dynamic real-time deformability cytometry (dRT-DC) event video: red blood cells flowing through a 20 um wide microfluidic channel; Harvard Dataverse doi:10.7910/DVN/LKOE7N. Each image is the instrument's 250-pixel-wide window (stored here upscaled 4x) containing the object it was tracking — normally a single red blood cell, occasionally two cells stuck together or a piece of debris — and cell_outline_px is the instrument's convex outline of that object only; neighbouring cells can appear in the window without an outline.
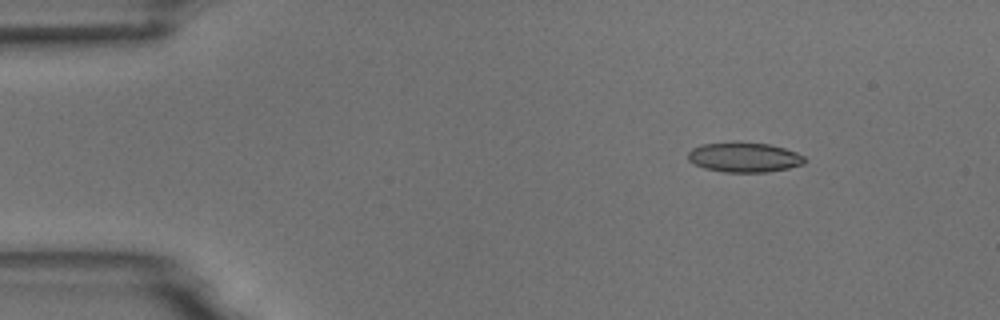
{"species": "common noctule bat (a hibernating species)", "species_latin": "Nyctalus noctula", "temperature_condition": "room temperature", "stored_images_in_passage": 5, "camera_frame_rate_fps": 3000, "um_per_image_px": 0.085, "animal": {"sex": "male", "body_mass_g": 18.8}, "frame": {"image": 1, "passage_image": 2, "time_ms": 1.333, "image_size_px": [1000, 320], "cell_outline_px": [[808, 160], [804, 164], [788, 168], [768, 172], [724, 172], [704, 168], [688, 160], [688, 152], [692, 148], [700, 144], [732, 140], [768, 144], [784, 148], [796, 152], [804, 156]], "centroid_in_image_um": [63.25, 13.34], "position_along_channel_um": 21.8, "area_um2": 20.75}}
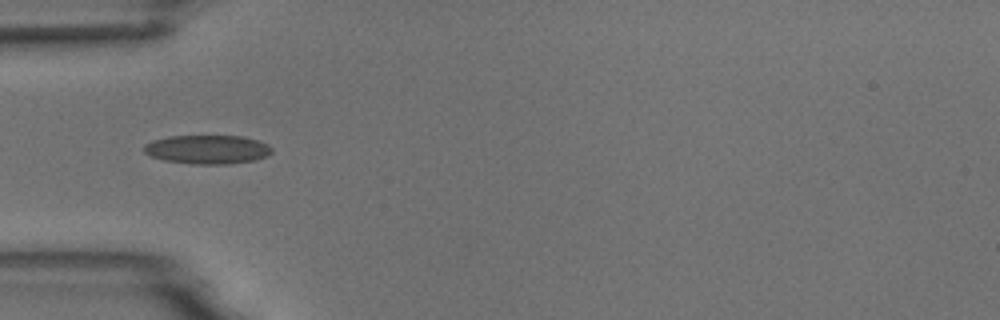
{"frame": {"image": 2, "passage_image": 5, "time_ms": 4.667, "image_size_px": [1000, 320], "cell_outline_px": [[272, 152], [268, 156], [256, 160], [228, 164], [192, 164], [164, 160], [148, 156], [144, 152], [144, 144], [152, 140], [168, 136], [244, 136], [268, 144], [272, 148]], "centroid_in_image_um": [17.62, 12.71], "position_along_channel_um": 67.4, "area_um2": 21.73}}